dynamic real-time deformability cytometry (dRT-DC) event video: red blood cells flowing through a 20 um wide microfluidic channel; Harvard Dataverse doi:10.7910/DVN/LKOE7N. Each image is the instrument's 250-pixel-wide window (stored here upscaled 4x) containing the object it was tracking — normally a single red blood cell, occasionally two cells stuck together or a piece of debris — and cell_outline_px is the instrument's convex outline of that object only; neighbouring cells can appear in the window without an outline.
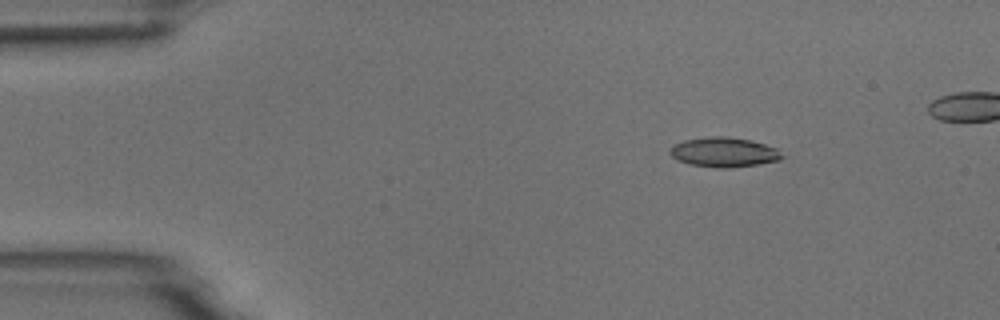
{"species": "common noctule bat (a hibernating species)", "species_latin": "Nyctalus noctula", "temperature_condition": "room temperature", "stored_images_in_passage": 8, "camera_frame_rate_fps": 3000, "um_per_image_px": 0.085, "animal": {"sex": "male", "body_mass_g": 18.8}, "frame": {"image": 1, "passage_image": 2, "time_ms": 1.333, "image_size_px": [1000, 320], "cell_outline_px": [[784, 156], [780, 160], [760, 164], [728, 168], [716, 168], [688, 164], [676, 160], [668, 152], [672, 144], [684, 140], [708, 136], [728, 136], [752, 140], [776, 148]], "centroid_in_image_um": [61.5, 12.93], "position_along_channel_um": 23.5, "area_um2": 19.71}}
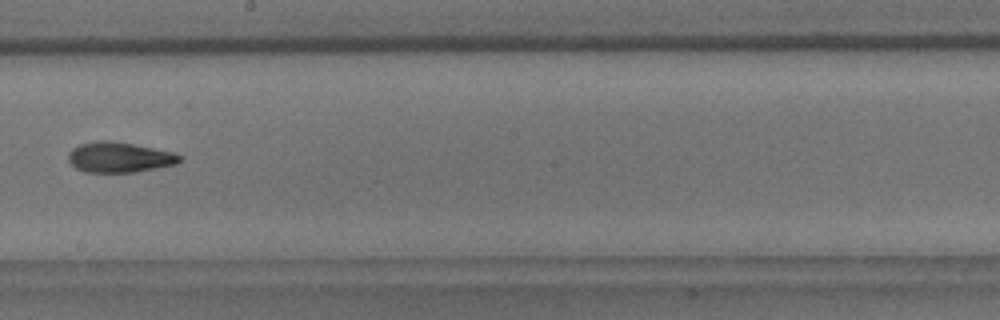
{"frame": {"image": 2, "passage_image": 8, "time_ms": 9.0, "image_size_px": [1000, 320], "cell_outline_px": [[184, 160], [176, 164], [136, 172], [84, 172], [76, 168], [68, 160], [68, 152], [72, 148], [80, 144], [100, 140], [112, 140], [172, 152], [184, 156]], "centroid_in_image_um": [10.16, 13.37], "position_along_channel_um": 238.0, "area_um2": 19.77}}